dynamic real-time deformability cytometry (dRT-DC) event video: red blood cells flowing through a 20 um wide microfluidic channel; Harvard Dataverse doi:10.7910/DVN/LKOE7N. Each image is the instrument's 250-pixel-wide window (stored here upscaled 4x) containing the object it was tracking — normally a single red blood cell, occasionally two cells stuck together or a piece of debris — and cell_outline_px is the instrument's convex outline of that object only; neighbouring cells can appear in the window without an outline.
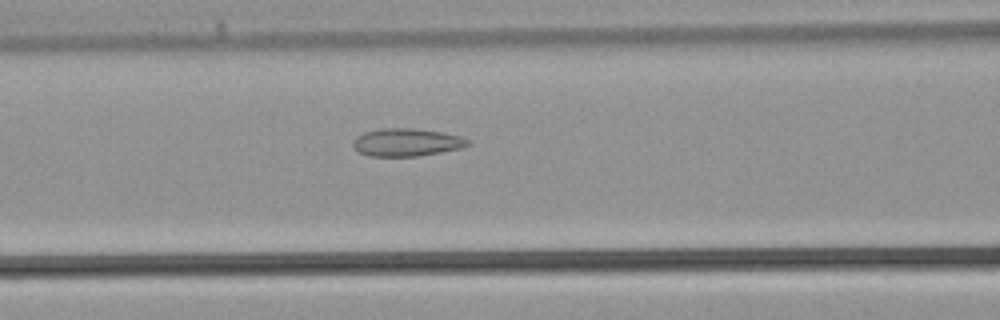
{"species": "common noctule bat (a hibernating species)", "species_latin": "Nyctalus noctula", "temperature_condition": "warm", "stored_images_in_passage": 38, "camera_frame_rate_fps": 3000, "um_per_image_px": 0.085, "animal": {"sex": "male", "body_mass_g": 21.5, "forearm_length_mm": 52.0}, "frame": {"image": 1, "passage_image": 15, "time_ms": 4.667, "image_size_px": [1000, 320], "cell_outline_px": [[472, 140], [468, 144], [460, 148], [440, 152], [416, 156], [368, 156], [360, 152], [352, 144], [356, 136], [364, 132], [380, 128], [412, 128], [444, 132], [460, 136]], "centroid_in_image_um": [34.56, 12.08], "position_along_channel_um": 132.0, "area_um2": 18.55}}
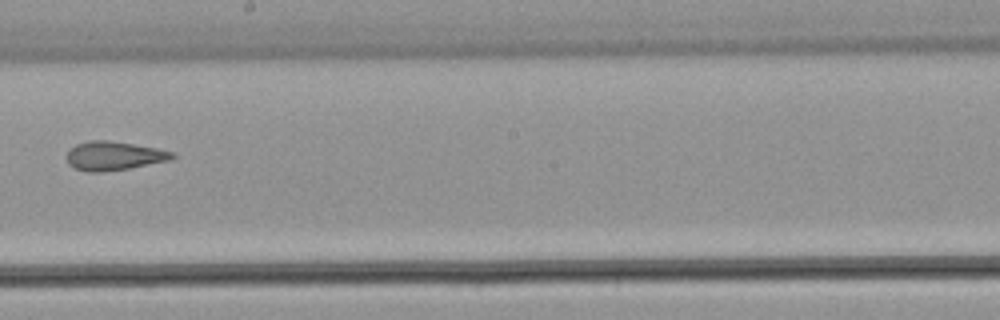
{"frame": {"image": 2, "passage_image": 21, "time_ms": 6.667, "image_size_px": [1000, 320], "cell_outline_px": [[176, 156], [168, 160], [128, 168], [104, 172], [88, 172], [76, 168], [68, 164], [68, 152], [76, 144], [92, 140], [108, 140], [156, 148], [176, 152]], "centroid_in_image_um": [9.69, 13.24], "position_along_channel_um": 238.5, "area_um2": 17.46}}
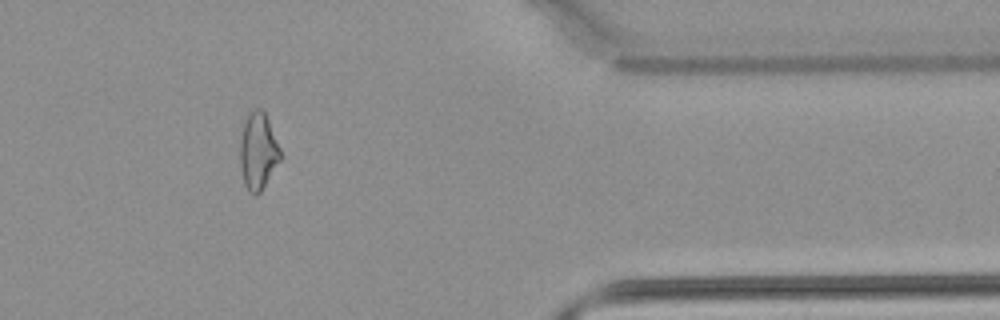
{"frame": {"image": 3, "passage_image": 31, "time_ms": 10.0, "image_size_px": [1000, 320], "cell_outline_px": [[284, 156], [260, 192], [256, 196], [248, 192], [244, 184], [240, 164], [240, 140], [244, 124], [248, 112], [256, 108], [260, 108], [264, 112], [268, 120]], "centroid_in_image_um": [21.96, 12.87], "position_along_channel_um": 389.4, "area_um2": 18.26}}